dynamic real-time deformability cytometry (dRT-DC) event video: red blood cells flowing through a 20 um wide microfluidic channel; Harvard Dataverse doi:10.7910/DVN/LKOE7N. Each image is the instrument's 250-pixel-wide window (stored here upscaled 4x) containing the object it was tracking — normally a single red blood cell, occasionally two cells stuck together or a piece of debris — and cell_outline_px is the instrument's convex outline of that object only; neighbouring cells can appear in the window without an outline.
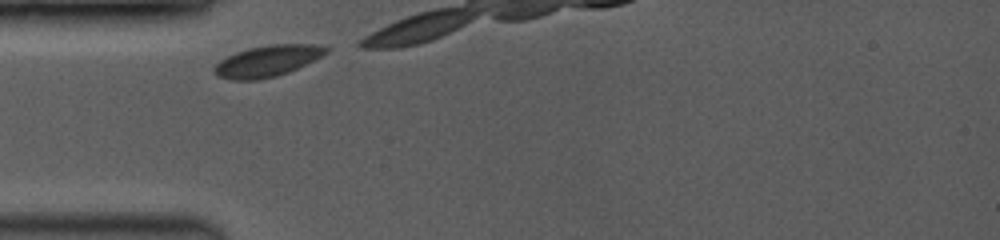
{"species": "common noctule bat (a hibernating species)", "species_latin": "Nyctalus noctula", "temperature_condition": "room temperature", "stored_images_in_passage": 4, "camera_frame_rate_fps": 3500, "um_per_image_px": 0.085, "animal": {"sex": "female", "body_mass_g": 19.0, "forearm_length_mm": 53.3}, "frame": {"image": 1, "passage_image": 1, "time_ms": 0.0, "image_size_px": [1000, 240], "cell_outline_px": [[332, 48], [328, 52], [288, 72], [276, 76], [260, 80], [232, 80], [216, 76], [212, 72], [212, 68], [220, 60], [236, 52], [248, 48], [268, 44], [316, 44]], "centroid_in_image_um": [22.68, 5.18], "position_along_channel_um": 62.3, "area_um2": 20.4}}